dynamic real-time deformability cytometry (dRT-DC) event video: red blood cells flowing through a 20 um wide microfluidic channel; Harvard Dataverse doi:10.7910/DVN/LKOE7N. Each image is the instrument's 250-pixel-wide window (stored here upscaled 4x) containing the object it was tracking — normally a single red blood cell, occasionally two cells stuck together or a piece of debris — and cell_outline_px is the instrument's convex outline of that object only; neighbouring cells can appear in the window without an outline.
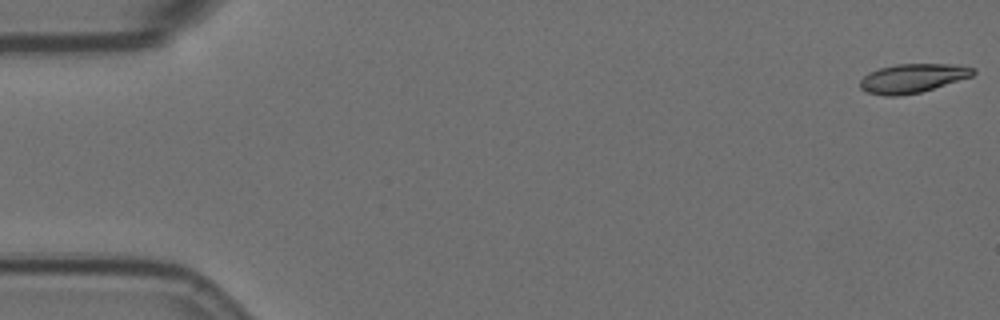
{"species": "Egyptian fruit bat (a non-hibernating species)", "species_latin": "Rousettus aegyptiacus", "temperature_condition": "room temperature", "stored_images_in_passage": 51, "camera_frame_rate_fps": 3000, "um_per_image_px": 0.085, "animal": {"sex": "female"}, "frame": {"image": 1, "passage_image": 1, "time_ms": 0.0, "image_size_px": [1000, 320], "cell_outline_px": [[976, 72], [972, 76], [920, 92], [900, 96], [884, 96], [864, 92], [860, 88], [860, 80], [868, 72], [880, 68], [896, 64], [956, 64], [976, 68]], "centroid_in_image_um": [77.55, 6.65], "position_along_channel_um": 7.5, "area_um2": 19.19}}
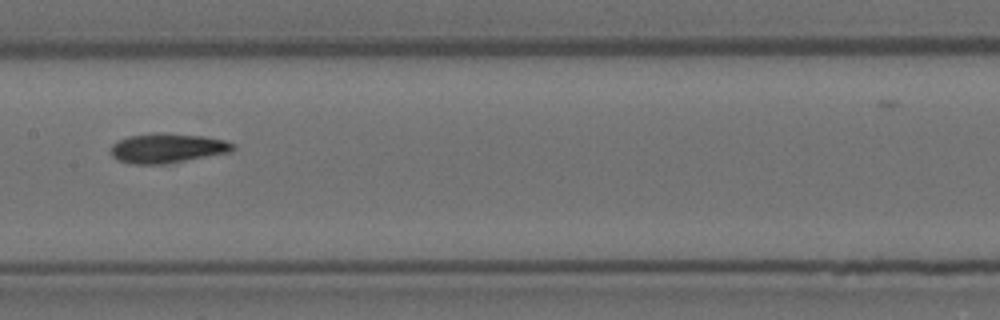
{"frame": {"image": 2, "passage_image": 29, "time_ms": 9.333, "image_size_px": [1000, 320], "cell_outline_px": [[236, 148], [232, 152], [164, 164], [132, 164], [120, 160], [112, 156], [112, 144], [128, 136], [156, 132], [160, 132], [204, 136], [224, 140], [236, 144]], "centroid_in_image_um": [14.28, 12.58], "position_along_channel_um": 193.1, "area_um2": 21.1}}
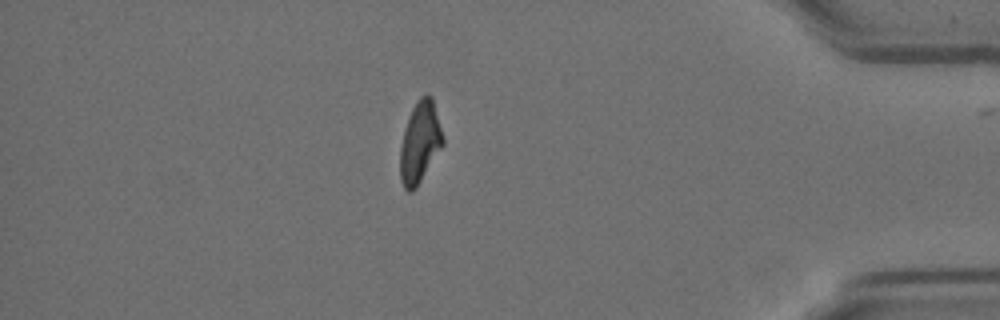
{"frame": {"image": 3, "passage_image": 50, "time_ms": 16.333, "image_size_px": [1000, 320], "cell_outline_px": [[444, 144], [416, 188], [412, 192], [408, 192], [404, 188], [400, 180], [400, 148], [408, 116], [416, 100], [420, 96], [428, 92], [432, 96], [444, 136]], "centroid_in_image_um": [35.7, 12.07], "position_along_channel_um": 399.5, "area_um2": 20.52}}